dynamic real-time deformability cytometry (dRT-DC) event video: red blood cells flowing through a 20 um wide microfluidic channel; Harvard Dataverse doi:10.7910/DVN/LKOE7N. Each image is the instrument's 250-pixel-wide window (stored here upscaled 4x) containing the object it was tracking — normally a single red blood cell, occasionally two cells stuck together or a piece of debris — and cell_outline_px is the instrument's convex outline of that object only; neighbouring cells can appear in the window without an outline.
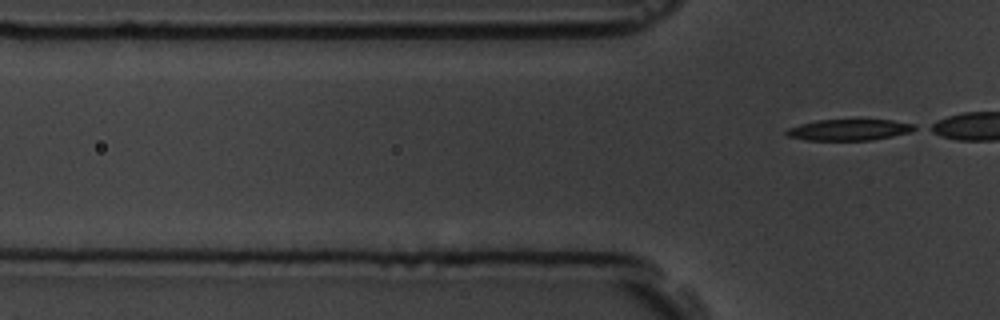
{"species": "common noctule bat (a hibernating species)", "species_latin": "Nyctalus noctula", "temperature_condition": "room temperature", "stored_images_in_passage": 7, "segment_of_instrument_passage": [2, 2], "camera_frame_rate_fps": 3000, "um_per_image_px": 0.085, "animal": {"sex": "male", "body_mass_g": 19.5, "forearm_length_mm": 54.6}, "frame": {"image": 1, "passage_image": 7, "time_ms": 7.0, "image_size_px": [1000, 320], "cell_outline_px": [[916, 128], [908, 132], [892, 136], [872, 140], [804, 140], [788, 136], [784, 132], [788, 128], [800, 124], [816, 120], [892, 120], [916, 124]], "centroid_in_image_um": [72.15, 11.03], "position_along_channel_um": 53.7, "area_um2": 15.72}}